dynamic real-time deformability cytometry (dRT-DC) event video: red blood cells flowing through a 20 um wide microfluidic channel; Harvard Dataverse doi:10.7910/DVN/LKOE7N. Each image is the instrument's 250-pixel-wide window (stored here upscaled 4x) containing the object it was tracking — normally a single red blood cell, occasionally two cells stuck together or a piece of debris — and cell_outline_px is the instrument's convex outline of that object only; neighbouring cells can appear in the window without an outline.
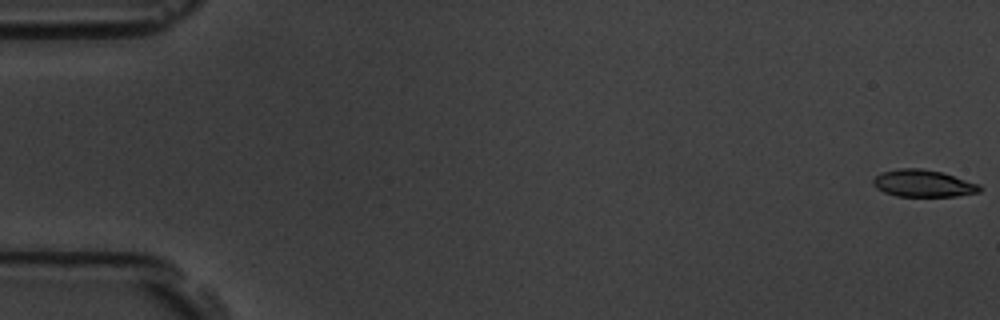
{"species": "common noctule bat (a hibernating species)", "species_latin": "Nyctalus noctula", "temperature_condition": "room temperature", "stored_images_in_passage": 58, "camera_frame_rate_fps": 3000, "um_per_image_px": 0.085, "animal": {"sex": "male", "body_mass_g": 19.5, "forearm_length_mm": 54.6}, "frame": {"image": 1, "passage_image": 1, "time_ms": 0.0, "image_size_px": [1000, 320], "cell_outline_px": [[984, 188], [980, 192], [956, 196], [896, 196], [884, 192], [876, 188], [872, 184], [872, 180], [880, 172], [900, 168], [920, 168], [944, 172], [980, 184]], "centroid_in_image_um": [78.49, 15.58], "position_along_channel_um": 6.5, "area_um2": 17.11}}
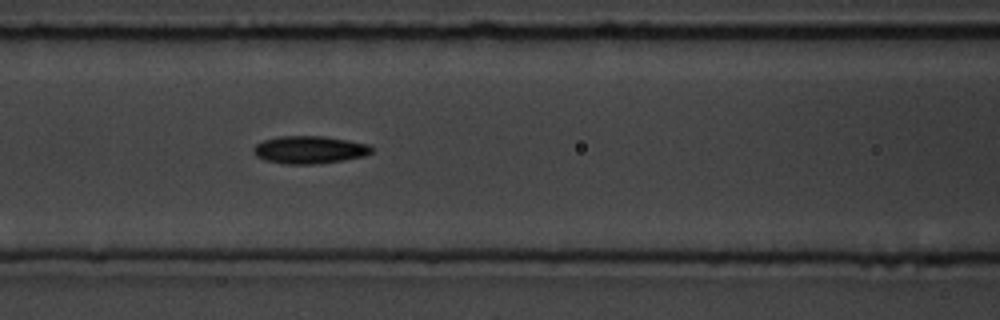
{"frame": {"image": 2, "passage_image": 25, "time_ms": 8.0, "image_size_px": [1000, 320], "cell_outline_px": [[372, 152], [364, 156], [344, 160], [312, 164], [288, 164], [264, 160], [256, 156], [252, 152], [252, 148], [256, 144], [264, 140], [280, 136], [324, 136], [348, 140], [368, 144], [372, 148]], "centroid_in_image_um": [26.28, 12.73], "position_along_channel_um": 140.3, "area_um2": 19.02}}
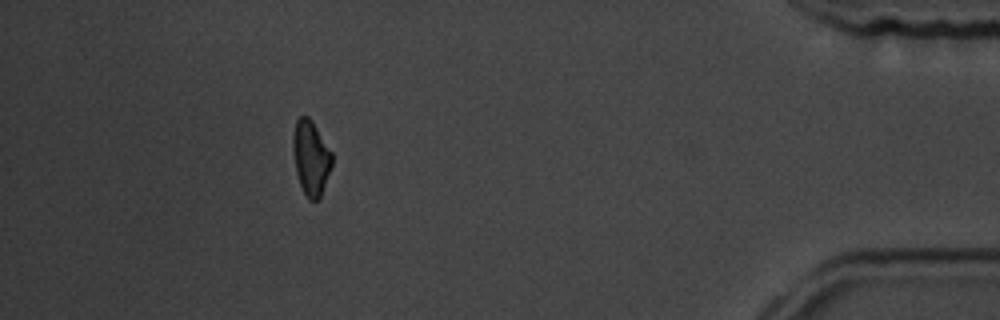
{"frame": {"image": 3, "passage_image": 52, "time_ms": 17.0, "image_size_px": [1000, 320], "cell_outline_px": [[332, 164], [320, 200], [308, 200], [300, 184], [296, 172], [292, 148], [292, 136], [296, 120], [300, 116], [308, 116], [312, 120], [332, 152]], "centroid_in_image_um": [26.42, 13.41], "position_along_channel_um": 408.8, "area_um2": 17.11}, "authors_computed_cell_mechanics": {"area_um2": 17.8891, "velocity_mm_per_s": 3.5935, "shape_relaxation_time_tau1_ms": 5.6457, "shape_relaxation_time_tau2_ms": 7.7714, "deformation_change_tau1": 0.1474, "deformation_change_tau2": 0.1422}}